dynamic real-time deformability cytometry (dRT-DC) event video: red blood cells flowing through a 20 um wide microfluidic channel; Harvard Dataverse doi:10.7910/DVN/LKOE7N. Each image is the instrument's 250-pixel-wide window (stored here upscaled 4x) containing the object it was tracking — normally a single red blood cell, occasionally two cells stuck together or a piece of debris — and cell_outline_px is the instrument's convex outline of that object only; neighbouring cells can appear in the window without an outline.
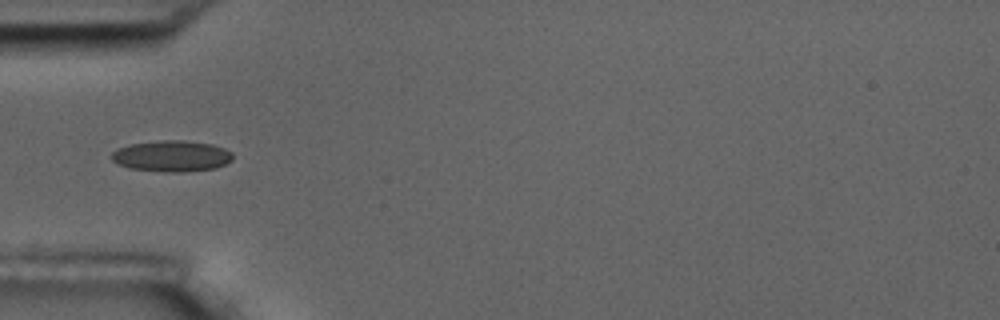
{"species": "common noctule bat (a hibernating species)", "species_latin": "Nyctalus noctula", "temperature_condition": "room temperature", "stored_images_in_passage": 8, "camera_frame_rate_fps": 3000, "um_per_image_px": 0.085, "animal": {"sex": "male", "body_mass_g": 17.5, "forearm_length_mm": 52.3}, "frame": {"image": 1, "passage_image": 6, "time_ms": 6.0, "image_size_px": [1000, 320], "cell_outline_px": [[232, 160], [216, 168], [184, 172], [164, 172], [128, 168], [116, 164], [112, 160], [112, 152], [116, 148], [132, 144], [160, 140], [184, 140], [212, 144], [224, 148], [232, 152]], "centroid_in_image_um": [14.58, 13.27], "position_along_channel_um": 70.4, "area_um2": 22.14}}